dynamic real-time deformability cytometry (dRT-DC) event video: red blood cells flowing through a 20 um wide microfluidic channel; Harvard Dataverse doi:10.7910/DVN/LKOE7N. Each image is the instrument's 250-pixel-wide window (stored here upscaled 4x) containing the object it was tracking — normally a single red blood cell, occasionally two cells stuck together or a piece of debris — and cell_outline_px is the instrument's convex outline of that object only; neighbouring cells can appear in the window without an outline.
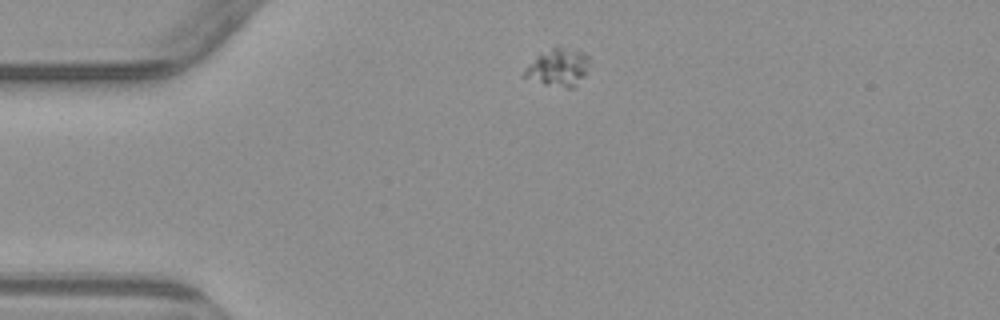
{"species": "common noctule bat (a hibernating species)", "species_latin": "Nyctalus noctula", "temperature_condition": "warm", "stored_images_in_passage": 2, "camera_frame_rate_fps": 3000, "um_per_image_px": 0.085, "animal": {"sex": "male", "body_mass_g": 23.1, "forearm_length_mm": 52.7}, "frame": {"image": 1, "passage_image": 1, "time_ms": 0.0, "image_size_px": [1000, 320], "cell_outline_px": [[588, 60], [584, 76], [572, 88], [568, 88], [544, 84], [524, 76], [524, 72], [528, 64], [540, 52], [556, 44], [580, 48], [588, 56]], "centroid_in_image_um": [47.46, 5.64], "position_along_channel_um": 37.5, "area_um2": 14.57}}